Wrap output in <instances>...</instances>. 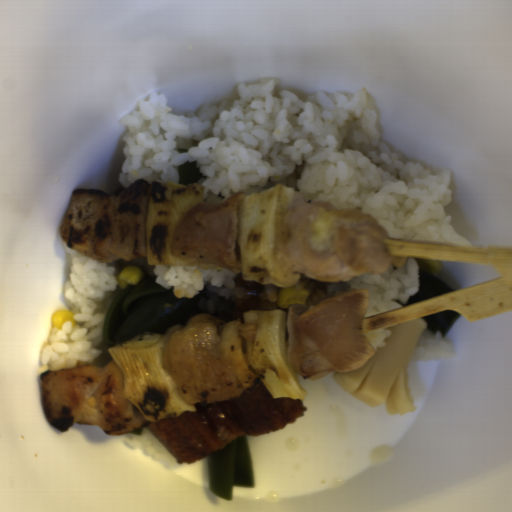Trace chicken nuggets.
<instances>
[{
  "mask_svg": "<svg viewBox=\"0 0 512 512\" xmlns=\"http://www.w3.org/2000/svg\"><path fill=\"white\" fill-rule=\"evenodd\" d=\"M367 289L355 288L312 303L288 307V359L303 379L362 368L376 349L364 335Z\"/></svg>",
  "mask_w": 512,
  "mask_h": 512,
  "instance_id": "chicken-nuggets-3",
  "label": "chicken nuggets"
},
{
  "mask_svg": "<svg viewBox=\"0 0 512 512\" xmlns=\"http://www.w3.org/2000/svg\"><path fill=\"white\" fill-rule=\"evenodd\" d=\"M258 327L238 319L222 320L206 312L165 334L161 358L183 400L200 404L227 400L251 388L258 375L248 360L247 342Z\"/></svg>",
  "mask_w": 512,
  "mask_h": 512,
  "instance_id": "chicken-nuggets-2",
  "label": "chicken nuggets"
},
{
  "mask_svg": "<svg viewBox=\"0 0 512 512\" xmlns=\"http://www.w3.org/2000/svg\"><path fill=\"white\" fill-rule=\"evenodd\" d=\"M40 386L44 414L58 432L65 433L76 424H93L107 436H116L146 422L125 393L115 359L104 366L48 369L40 375Z\"/></svg>",
  "mask_w": 512,
  "mask_h": 512,
  "instance_id": "chicken-nuggets-5",
  "label": "chicken nuggets"
},
{
  "mask_svg": "<svg viewBox=\"0 0 512 512\" xmlns=\"http://www.w3.org/2000/svg\"><path fill=\"white\" fill-rule=\"evenodd\" d=\"M150 183L138 179L114 192L74 190L60 227L64 245L101 263L147 257Z\"/></svg>",
  "mask_w": 512,
  "mask_h": 512,
  "instance_id": "chicken-nuggets-4",
  "label": "chicken nuggets"
},
{
  "mask_svg": "<svg viewBox=\"0 0 512 512\" xmlns=\"http://www.w3.org/2000/svg\"><path fill=\"white\" fill-rule=\"evenodd\" d=\"M387 233L367 213L292 193L284 217L280 260L315 280L347 281L380 274L406 261L389 256Z\"/></svg>",
  "mask_w": 512,
  "mask_h": 512,
  "instance_id": "chicken-nuggets-1",
  "label": "chicken nuggets"
},
{
  "mask_svg": "<svg viewBox=\"0 0 512 512\" xmlns=\"http://www.w3.org/2000/svg\"><path fill=\"white\" fill-rule=\"evenodd\" d=\"M246 196L238 192L216 204L199 201L192 205L173 231L169 247L172 255L243 274L239 226L240 207Z\"/></svg>",
  "mask_w": 512,
  "mask_h": 512,
  "instance_id": "chicken-nuggets-6",
  "label": "chicken nuggets"
}]
</instances>
